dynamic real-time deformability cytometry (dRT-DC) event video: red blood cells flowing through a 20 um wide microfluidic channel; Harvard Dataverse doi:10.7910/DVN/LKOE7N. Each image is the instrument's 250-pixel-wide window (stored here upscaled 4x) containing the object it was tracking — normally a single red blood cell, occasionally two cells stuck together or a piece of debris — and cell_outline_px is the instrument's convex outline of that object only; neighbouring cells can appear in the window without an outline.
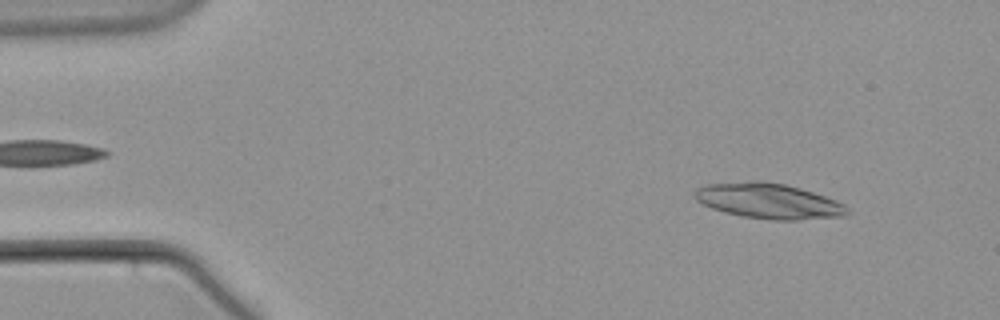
{"species": "common noctule bat (a hibernating species)", "species_latin": "Nyctalus noctula", "temperature_condition": "warm", "stored_images_in_passage": 58, "camera_frame_rate_fps": 3000, "um_per_image_px": 0.085, "animal": {"sex": "male", "body_mass_g": 21.5, "forearm_length_mm": 52.0}, "frame": {"image": 1, "passage_image": 6, "time_ms": 1.667, "image_size_px": [1000, 320], "cell_outline_px": [[852, 212], [844, 216], [800, 220], [772, 220], [744, 216], [724, 212], [712, 208], [696, 200], [692, 196], [692, 192], [696, 188], [708, 184], [752, 180], [760, 180], [784, 184], [800, 188], [836, 200], [844, 204]], "centroid_in_image_um": [65.33, 17.08], "position_along_channel_um": 19.7, "area_um2": 31.62}}
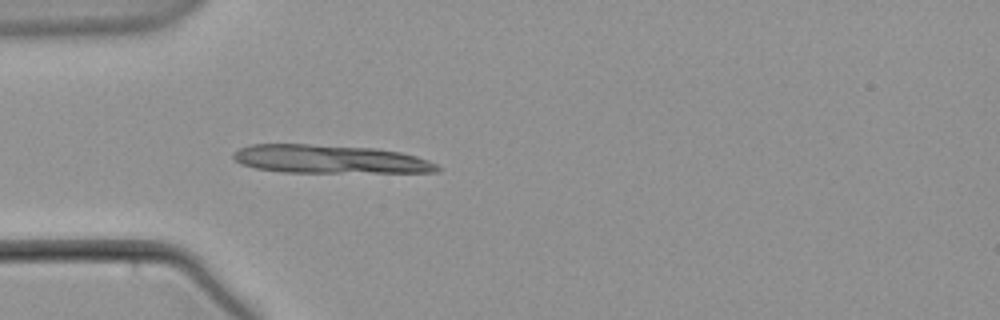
{"frame": {"image": 2, "passage_image": 17, "time_ms": 5.333, "image_size_px": [1000, 320], "cell_outline_px": [[440, 172], [284, 172], [256, 168], [240, 164], [232, 156], [232, 152], [240, 148], [252, 144], [308, 144], [376, 148], [400, 152], [416, 156], [428, 160], [436, 164], [440, 168]], "centroid_in_image_um": [28.02, 13.52], "position_along_channel_um": 57.0, "area_um2": 33.7}}